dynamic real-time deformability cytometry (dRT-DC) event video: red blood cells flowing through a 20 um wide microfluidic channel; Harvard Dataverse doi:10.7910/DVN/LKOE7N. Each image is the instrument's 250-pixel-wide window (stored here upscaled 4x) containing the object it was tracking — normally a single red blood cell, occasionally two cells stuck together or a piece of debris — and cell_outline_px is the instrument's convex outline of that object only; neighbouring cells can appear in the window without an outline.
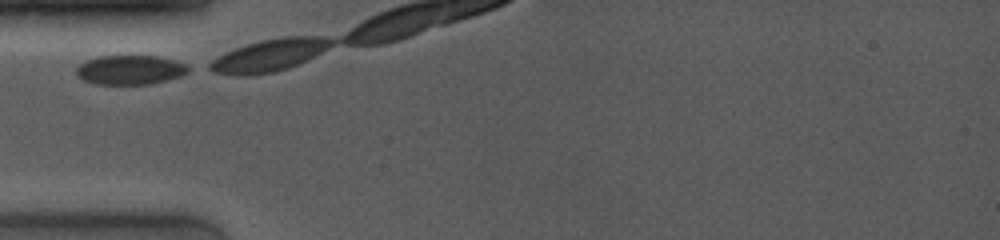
{"species": "common noctule bat (a hibernating species)", "species_latin": "Nyctalus noctula", "temperature_condition": "room temperature", "stored_images_in_passage": 3, "camera_frame_rate_fps": 4000, "um_per_image_px": 0.085, "animal": {"sex": "female", "body_mass_g": 19.0, "forearm_length_mm": 53.3}, "frame": {"image": 1, "passage_image": 1, "time_ms": 0.0, "image_size_px": [1000, 240], "cell_outline_px": [[196, 68], [180, 76], [152, 84], [96, 84], [84, 80], [76, 76], [76, 68], [80, 64], [96, 56], [156, 56], [188, 64]], "centroid_in_image_um": [11.1, 5.94], "position_along_channel_um": 73.9, "area_um2": 19.31}}